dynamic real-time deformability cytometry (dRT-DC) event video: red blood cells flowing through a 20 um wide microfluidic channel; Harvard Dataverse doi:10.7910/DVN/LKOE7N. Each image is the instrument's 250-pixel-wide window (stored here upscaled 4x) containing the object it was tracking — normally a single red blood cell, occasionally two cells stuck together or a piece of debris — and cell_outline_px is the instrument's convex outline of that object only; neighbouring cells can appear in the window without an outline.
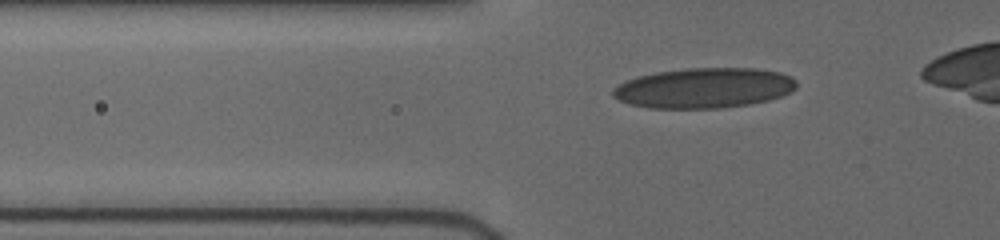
{"species": "human", "species_latin": "Homo sapiens", "temperature_condition": "cold", "stored_images_in_passage": 39, "camera_frame_rate_fps": 3000, "um_per_image_px": 0.085, "donor": {"sex": "female"}, "frame": {"image": 1, "passage_image": 7, "time_ms": 2.0, "image_size_px": [1000, 240], "cell_outline_px": [[796, 88], [780, 96], [768, 100], [748, 104], [720, 108], [652, 108], [632, 104], [620, 100], [612, 96], [612, 88], [636, 76], [656, 72], [688, 68], [756, 68], [780, 72], [792, 76], [796, 80]], "centroid_in_image_um": [59.85, 7.47], "position_along_channel_um": 65.9, "area_um2": 42.89}}
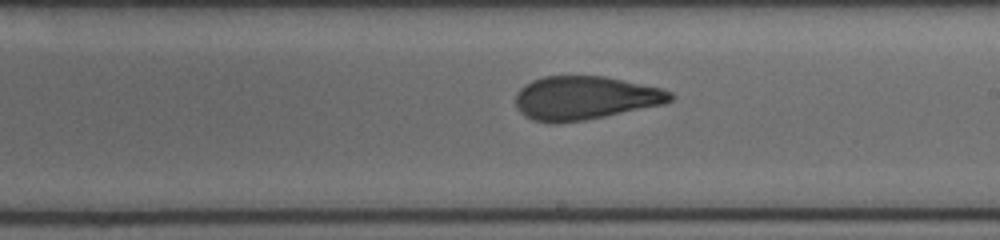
{"frame": {"image": 2, "passage_image": 21, "time_ms": 6.667, "image_size_px": [1000, 240], "cell_outline_px": [[676, 96], [672, 100], [664, 104], [584, 120], [556, 124], [552, 124], [532, 120], [524, 116], [516, 108], [516, 92], [524, 84], [532, 80], [544, 76], [604, 76], [664, 88], [672, 92]], "centroid_in_image_um": [49.71, 8.32], "position_along_channel_um": 239.3, "area_um2": 39.65}}
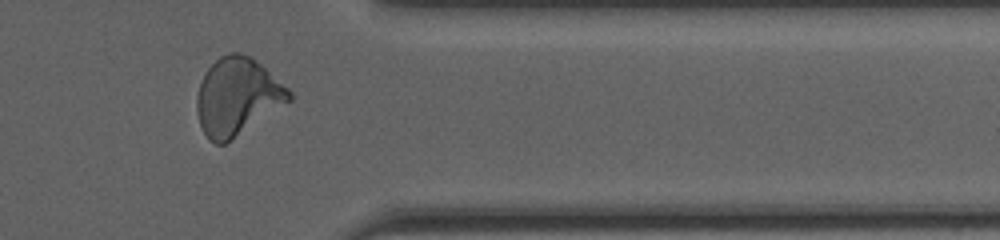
{"frame": {"image": 3, "passage_image": 34, "time_ms": 10.667, "image_size_px": [1000, 240], "cell_outline_px": [[292, 100], [224, 144], [216, 144], [208, 140], [200, 124], [196, 108], [196, 96], [200, 84], [208, 68], [220, 56], [228, 52], [240, 52], [252, 56], [288, 88], [292, 92]], "centroid_in_image_um": [20.17, 8.19], "position_along_channel_um": 391.2, "area_um2": 41.44}}